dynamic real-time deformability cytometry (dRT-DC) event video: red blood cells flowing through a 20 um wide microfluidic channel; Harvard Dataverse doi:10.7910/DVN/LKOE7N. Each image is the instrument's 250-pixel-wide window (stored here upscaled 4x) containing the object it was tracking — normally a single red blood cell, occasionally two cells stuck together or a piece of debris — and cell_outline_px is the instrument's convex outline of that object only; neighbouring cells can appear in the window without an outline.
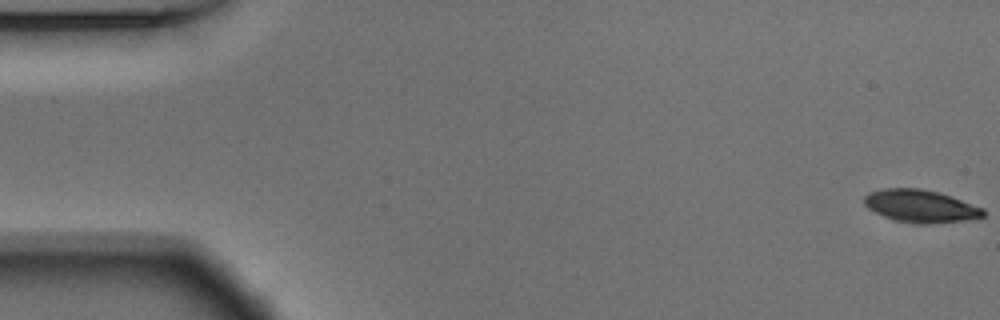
{"species": "Egyptian fruit bat (a non-hibernating species)", "species_latin": "Rousettus aegyptiacus", "temperature_condition": "warm", "stored_images_in_passage": 54, "camera_frame_rate_fps": 3000, "um_per_image_px": 0.085, "animal": {"sex": "male"}, "frame": {"image": 1, "passage_image": 1, "time_ms": 0.0, "image_size_px": [1000, 320], "cell_outline_px": [[984, 216], [964, 220], [924, 224], [920, 224], [896, 220], [884, 216], [868, 208], [864, 204], [864, 196], [868, 192], [880, 188], [920, 188], [936, 192], [984, 208]], "centroid_in_image_um": [78.19, 17.5], "position_along_channel_um": 6.8, "area_um2": 22.25}}
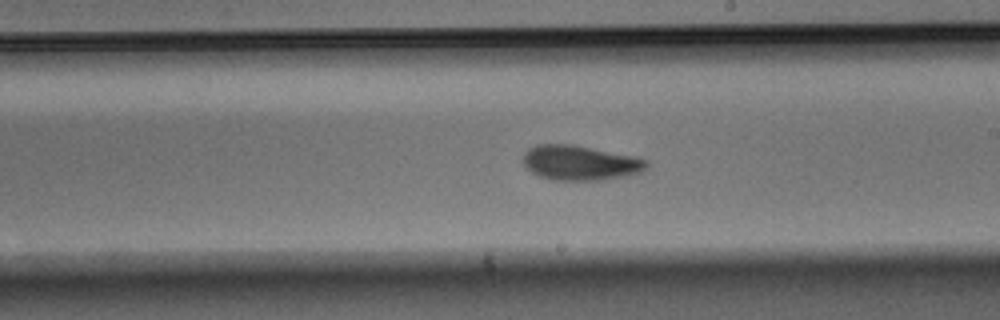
{"frame": {"image": 2, "passage_image": 31, "time_ms": 10.0, "image_size_px": [1000, 320], "cell_outline_px": [[648, 164], [640, 172], [624, 176], [600, 180], [552, 180], [540, 176], [532, 172], [524, 164], [524, 152], [528, 148], [536, 144], [572, 144], [636, 156], [648, 160]], "centroid_in_image_um": [49.3, 13.82], "position_along_channel_um": 239.7, "area_um2": 25.03}}
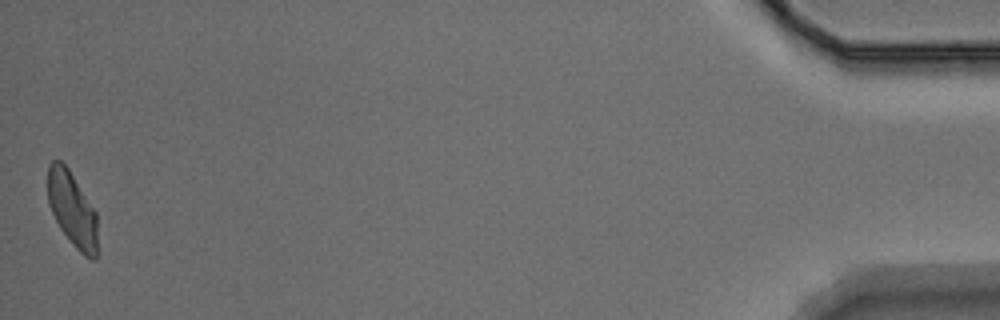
{"frame": {"image": 3, "passage_image": 54, "time_ms": 17.667, "image_size_px": [1000, 320], "cell_outline_px": [[96, 260], [92, 260], [84, 256], [72, 244], [60, 228], [48, 204], [48, 164], [52, 160], [60, 160], [68, 168], [96, 212]], "centroid_in_image_um": [6.12, 17.78], "position_along_channel_um": 429.1, "area_um2": 21.44}, "authors_computed_cell_mechanics": {"area_um2": 23.5824, "velocity_mm_per_s": 3.7256, "shape_relaxation_time_tau1_ms": 3.9097, "shape_relaxation_time_tau2_ms": 4.0247, "deformation_change_tau1": 0.1435, "deformation_change_tau2": 0.1024}}